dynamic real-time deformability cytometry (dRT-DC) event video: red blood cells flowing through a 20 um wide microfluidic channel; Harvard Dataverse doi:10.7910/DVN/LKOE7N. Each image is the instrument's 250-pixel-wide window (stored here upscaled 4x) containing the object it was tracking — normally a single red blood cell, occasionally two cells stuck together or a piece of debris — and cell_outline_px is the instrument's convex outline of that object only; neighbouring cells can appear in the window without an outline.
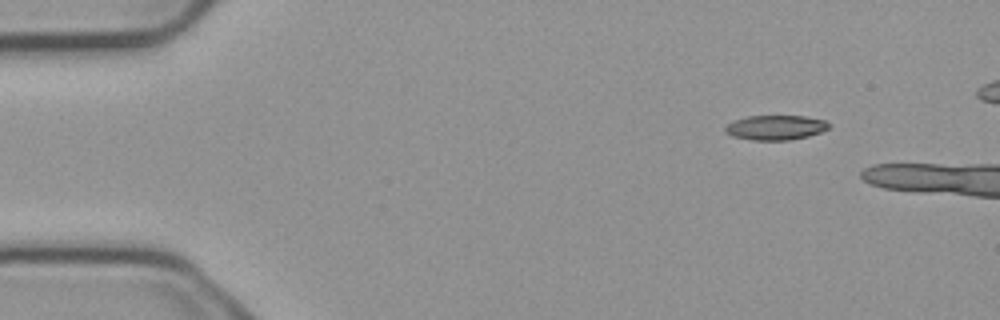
{"species": "common noctule bat (a hibernating species)", "species_latin": "Nyctalus noctula", "temperature_condition": "cold", "stored_images_in_passage": 3, "camera_frame_rate_fps": 3000, "um_per_image_px": 0.085, "animal": {"sex": "male", "body_mass_g": 23.1, "forearm_length_mm": 52.7}, "frame": {"image": 1, "passage_image": 1, "time_ms": 0.0, "image_size_px": [1000, 320], "cell_outline_px": [[832, 124], [828, 128], [820, 132], [808, 136], [792, 140], [752, 140], [732, 136], [724, 132], [724, 128], [728, 124], [736, 120], [748, 116], [804, 116], [824, 120]], "centroid_in_image_um": [65.93, 10.84], "position_along_channel_um": 19.1, "area_um2": 14.91}}